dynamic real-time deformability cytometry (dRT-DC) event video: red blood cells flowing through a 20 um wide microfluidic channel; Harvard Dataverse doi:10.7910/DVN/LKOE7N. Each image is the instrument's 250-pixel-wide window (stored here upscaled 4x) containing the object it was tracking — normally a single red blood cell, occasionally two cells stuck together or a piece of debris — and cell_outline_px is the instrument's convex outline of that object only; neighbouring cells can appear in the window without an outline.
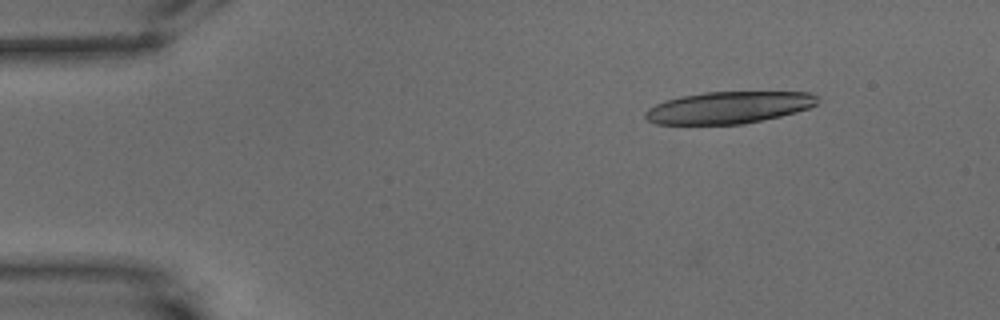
{"species": "common noctule bat (a hibernating species)", "species_latin": "Nyctalus noctula", "temperature_condition": "warm", "stored_images_in_passage": 14, "camera_frame_rate_fps": 3000, "um_per_image_px": 0.085, "animal": {"sex": "male", "body_mass_g": 15.6}, "frame": {"image": 1, "passage_image": 1, "time_ms": 0.0, "image_size_px": [1000, 320], "cell_outline_px": [[820, 100], [816, 104], [808, 108], [796, 112], [780, 116], [744, 124], [656, 124], [648, 120], [644, 116], [644, 112], [648, 108], [656, 104], [680, 96], [704, 92], [812, 92]], "centroid_in_image_um": [61.94, 9.14], "position_along_channel_um": 23.1, "area_um2": 32.02}}